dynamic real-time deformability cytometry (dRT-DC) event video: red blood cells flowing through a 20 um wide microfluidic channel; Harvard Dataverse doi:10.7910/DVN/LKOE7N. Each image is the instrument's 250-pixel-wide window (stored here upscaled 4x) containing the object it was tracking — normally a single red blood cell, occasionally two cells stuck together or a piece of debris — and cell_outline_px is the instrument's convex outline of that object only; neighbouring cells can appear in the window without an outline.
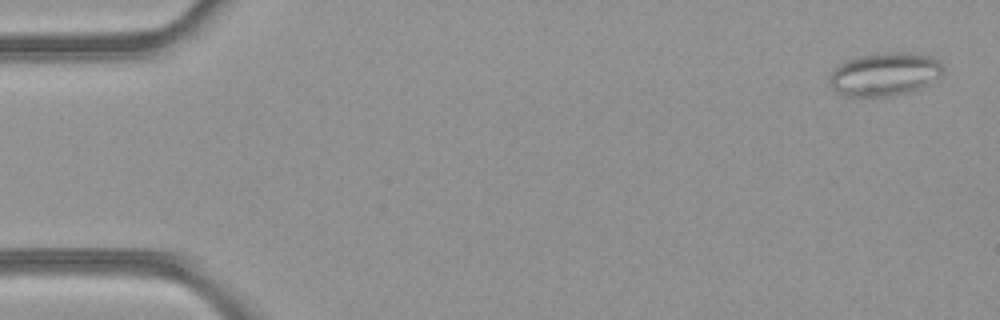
{"species": "common noctule bat (a hibernating species)", "species_latin": "Nyctalus noctula", "temperature_condition": "room temperature", "stored_images_in_passage": 3, "camera_frame_rate_fps": 3000, "um_per_image_px": 0.085, "animal": {"sex": "female", "body_mass_g": 21.9}, "frame": {"image": 1, "passage_image": 1, "time_ms": 0.0, "image_size_px": [1000, 320], "cell_outline_px": [[944, 76], [920, 88], [892, 96], [844, 96], [836, 92], [828, 84], [828, 76], [840, 64], [856, 56], [884, 52], [900, 52], [932, 56], [944, 68]], "centroid_in_image_um": [75.19, 6.31], "position_along_channel_um": 9.8, "area_um2": 28.84}}